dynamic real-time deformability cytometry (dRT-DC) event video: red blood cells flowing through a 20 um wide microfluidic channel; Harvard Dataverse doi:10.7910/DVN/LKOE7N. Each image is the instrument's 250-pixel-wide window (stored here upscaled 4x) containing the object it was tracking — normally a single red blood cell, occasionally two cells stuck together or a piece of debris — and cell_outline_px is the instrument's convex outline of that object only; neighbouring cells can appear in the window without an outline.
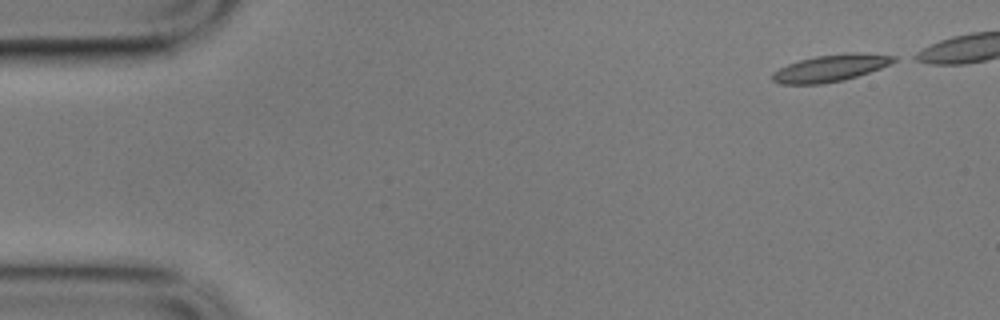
{"species": "common noctule bat (a hibernating species)", "species_latin": "Nyctalus noctula", "temperature_condition": "cold", "stored_images_in_passage": 5, "camera_frame_rate_fps": 3000, "um_per_image_px": 0.085, "animal": {"sex": "male", "body_mass_g": 17.9}, "frame": {"image": 1, "passage_image": 1, "time_ms": 0.0, "image_size_px": [1000, 320], "cell_outline_px": [[896, 60], [880, 68], [844, 80], [820, 84], [780, 84], [772, 80], [772, 72], [788, 64], [800, 60], [816, 56], [852, 52], [860, 52], [896, 56]], "centroid_in_image_um": [70.57, 5.78], "position_along_channel_um": 14.4, "area_um2": 18.84}}